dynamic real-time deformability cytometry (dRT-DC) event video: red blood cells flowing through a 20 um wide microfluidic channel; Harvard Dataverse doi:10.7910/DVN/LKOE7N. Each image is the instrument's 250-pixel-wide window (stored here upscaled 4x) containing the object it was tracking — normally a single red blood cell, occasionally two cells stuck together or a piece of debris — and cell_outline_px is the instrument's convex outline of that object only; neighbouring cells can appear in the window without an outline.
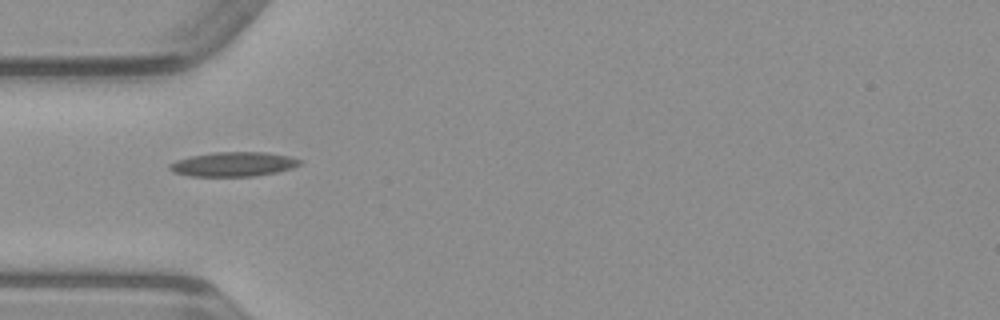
{"species": "common noctule bat (a hibernating species)", "species_latin": "Nyctalus noctula", "temperature_condition": "warm", "stored_images_in_passage": 5, "camera_frame_rate_fps": 3000, "um_per_image_px": 0.085, "animal": {"sex": "male", "body_mass_g": 23.1, "forearm_length_mm": 52.7}, "frame": {"image": 1, "passage_image": 1, "time_ms": 0.0, "image_size_px": [1000, 320], "cell_outline_px": [[304, 160], [300, 164], [292, 168], [276, 172], [256, 176], [188, 176], [172, 172], [168, 168], [168, 164], [176, 160], [192, 156], [212, 152], [264, 152], [288, 156]], "centroid_in_image_um": [19.82, 13.96], "position_along_channel_um": 65.2, "area_um2": 18.61}}
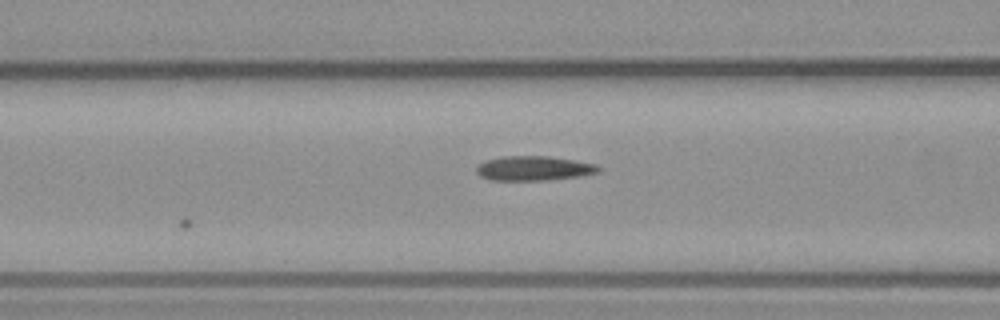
{"frame": {"image": 2, "passage_image": 5, "time_ms": 1.333, "image_size_px": [1000, 320], "cell_outline_px": [[600, 172], [580, 176], [548, 180], [488, 180], [480, 176], [476, 172], [476, 164], [484, 160], [504, 156], [548, 156], [576, 160], [596, 164], [600, 168]], "centroid_in_image_um": [45.34, 14.3], "position_along_channel_um": 121.3, "area_um2": 17.69}}